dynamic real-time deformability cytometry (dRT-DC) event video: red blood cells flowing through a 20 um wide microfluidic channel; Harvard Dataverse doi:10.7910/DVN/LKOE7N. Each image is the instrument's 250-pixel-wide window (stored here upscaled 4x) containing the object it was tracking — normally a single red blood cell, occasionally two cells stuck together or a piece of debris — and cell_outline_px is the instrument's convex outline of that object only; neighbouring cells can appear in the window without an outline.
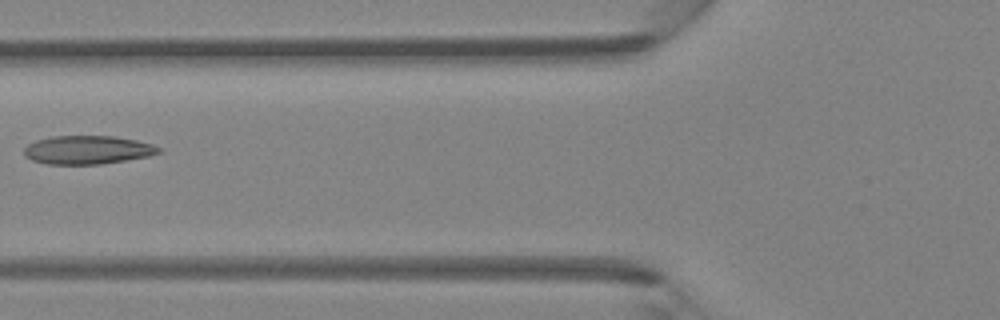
{"species": "Egyptian fruit bat (a non-hibernating species)", "species_latin": "Rousettus aegyptiacus", "temperature_condition": "room temperature", "stored_images_in_passage": 5, "camera_frame_rate_fps": 3000, "um_per_image_px": 0.085, "animal": {"sex": "female"}, "frame": {"image": 1, "passage_image": 5, "time_ms": 5.333, "image_size_px": [1000, 320], "cell_outline_px": [[164, 152], [148, 156], [100, 164], [48, 164], [32, 160], [24, 156], [24, 148], [28, 144], [36, 140], [52, 136], [116, 136], [136, 140], [152, 144], [164, 148]], "centroid_in_image_um": [7.47, 12.73], "position_along_channel_um": 118.3, "area_um2": 22.48}}